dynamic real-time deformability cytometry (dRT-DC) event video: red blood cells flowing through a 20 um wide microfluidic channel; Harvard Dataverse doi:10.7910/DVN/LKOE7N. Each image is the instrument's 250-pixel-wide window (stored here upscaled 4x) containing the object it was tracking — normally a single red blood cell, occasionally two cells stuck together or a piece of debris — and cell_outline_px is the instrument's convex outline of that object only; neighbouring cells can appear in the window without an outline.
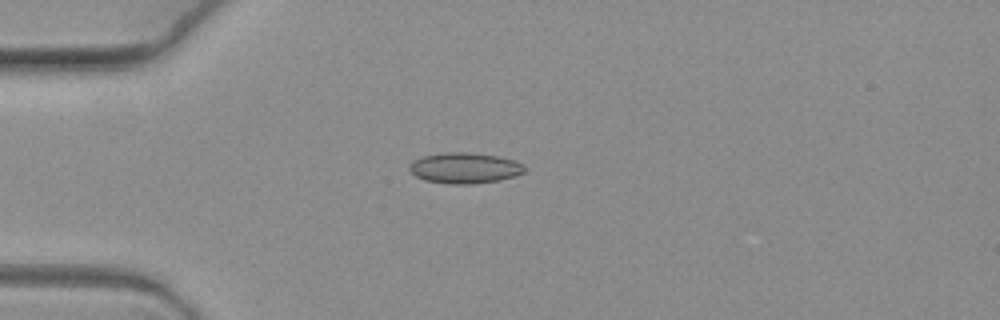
{"species": "common noctule bat (a hibernating species)", "species_latin": "Nyctalus noctula", "temperature_condition": "warm", "stored_images_in_passage": 3, "camera_frame_rate_fps": 3000, "um_per_image_px": 0.085, "animal": {"sex": "female", "body_mass_g": 19.3, "forearm_length_mm": 54.1}, "frame": {"image": 1, "passage_image": 1, "time_ms": 0.0, "image_size_px": [1000, 320], "cell_outline_px": [[524, 172], [516, 176], [500, 180], [472, 184], [452, 184], [424, 180], [416, 176], [408, 168], [416, 160], [424, 156], [444, 152], [464, 152], [496, 156], [512, 160], [520, 164], [524, 168]], "centroid_in_image_um": [39.49, 14.29], "position_along_channel_um": 45.5, "area_um2": 20.23}}
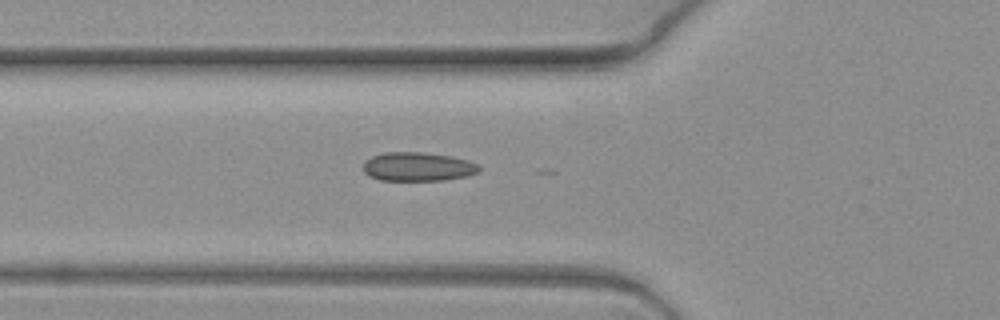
{"frame": {"image": 2, "passage_image": 3, "time_ms": 0.667, "image_size_px": [1000, 320], "cell_outline_px": [[480, 172], [464, 176], [444, 180], [380, 180], [368, 176], [364, 172], [364, 160], [372, 156], [384, 152], [424, 152], [452, 156], [468, 160], [480, 164]], "centroid_in_image_um": [35.52, 14.16], "position_along_channel_um": 90.3, "area_um2": 19.65}}